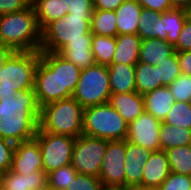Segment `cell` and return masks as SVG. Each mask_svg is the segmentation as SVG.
<instances>
[{"label": "cell", "mask_w": 191, "mask_h": 190, "mask_svg": "<svg viewBox=\"0 0 191 190\" xmlns=\"http://www.w3.org/2000/svg\"><path fill=\"white\" fill-rule=\"evenodd\" d=\"M41 107L34 89L17 92L0 100V138L14 144L35 138L39 128Z\"/></svg>", "instance_id": "1"}, {"label": "cell", "mask_w": 191, "mask_h": 190, "mask_svg": "<svg viewBox=\"0 0 191 190\" xmlns=\"http://www.w3.org/2000/svg\"><path fill=\"white\" fill-rule=\"evenodd\" d=\"M0 43L16 51H40L41 31L32 4L25 10L0 15Z\"/></svg>", "instance_id": "2"}, {"label": "cell", "mask_w": 191, "mask_h": 190, "mask_svg": "<svg viewBox=\"0 0 191 190\" xmlns=\"http://www.w3.org/2000/svg\"><path fill=\"white\" fill-rule=\"evenodd\" d=\"M84 109L73 97L45 104L38 130L76 138L83 134Z\"/></svg>", "instance_id": "3"}, {"label": "cell", "mask_w": 191, "mask_h": 190, "mask_svg": "<svg viewBox=\"0 0 191 190\" xmlns=\"http://www.w3.org/2000/svg\"><path fill=\"white\" fill-rule=\"evenodd\" d=\"M40 51H17L0 70V93L7 99L18 91L34 89Z\"/></svg>", "instance_id": "4"}, {"label": "cell", "mask_w": 191, "mask_h": 190, "mask_svg": "<svg viewBox=\"0 0 191 190\" xmlns=\"http://www.w3.org/2000/svg\"><path fill=\"white\" fill-rule=\"evenodd\" d=\"M92 15L66 14L41 32L40 51L59 52L68 41L92 40Z\"/></svg>", "instance_id": "5"}, {"label": "cell", "mask_w": 191, "mask_h": 190, "mask_svg": "<svg viewBox=\"0 0 191 190\" xmlns=\"http://www.w3.org/2000/svg\"><path fill=\"white\" fill-rule=\"evenodd\" d=\"M128 127V123L108 102L84 109V135L108 141L126 140Z\"/></svg>", "instance_id": "6"}, {"label": "cell", "mask_w": 191, "mask_h": 190, "mask_svg": "<svg viewBox=\"0 0 191 190\" xmlns=\"http://www.w3.org/2000/svg\"><path fill=\"white\" fill-rule=\"evenodd\" d=\"M111 95L107 66L94 64L81 69L72 97L84 108L104 104Z\"/></svg>", "instance_id": "7"}, {"label": "cell", "mask_w": 191, "mask_h": 190, "mask_svg": "<svg viewBox=\"0 0 191 190\" xmlns=\"http://www.w3.org/2000/svg\"><path fill=\"white\" fill-rule=\"evenodd\" d=\"M108 140L84 134L75 138L71 165L78 174L99 177Z\"/></svg>", "instance_id": "8"}, {"label": "cell", "mask_w": 191, "mask_h": 190, "mask_svg": "<svg viewBox=\"0 0 191 190\" xmlns=\"http://www.w3.org/2000/svg\"><path fill=\"white\" fill-rule=\"evenodd\" d=\"M35 138L41 149L43 170L46 173L71 163L74 137L38 130Z\"/></svg>", "instance_id": "9"}, {"label": "cell", "mask_w": 191, "mask_h": 190, "mask_svg": "<svg viewBox=\"0 0 191 190\" xmlns=\"http://www.w3.org/2000/svg\"><path fill=\"white\" fill-rule=\"evenodd\" d=\"M125 140L108 141L99 179L106 185L125 186Z\"/></svg>", "instance_id": "10"}, {"label": "cell", "mask_w": 191, "mask_h": 190, "mask_svg": "<svg viewBox=\"0 0 191 190\" xmlns=\"http://www.w3.org/2000/svg\"><path fill=\"white\" fill-rule=\"evenodd\" d=\"M161 123L150 113L144 112L129 124L126 140L151 151H158L160 150L159 129Z\"/></svg>", "instance_id": "11"}, {"label": "cell", "mask_w": 191, "mask_h": 190, "mask_svg": "<svg viewBox=\"0 0 191 190\" xmlns=\"http://www.w3.org/2000/svg\"><path fill=\"white\" fill-rule=\"evenodd\" d=\"M34 90L40 107L61 100L59 69H51L41 58L35 71Z\"/></svg>", "instance_id": "12"}, {"label": "cell", "mask_w": 191, "mask_h": 190, "mask_svg": "<svg viewBox=\"0 0 191 190\" xmlns=\"http://www.w3.org/2000/svg\"><path fill=\"white\" fill-rule=\"evenodd\" d=\"M40 58L51 69H59L61 100L72 97L79 81L81 69L58 52L40 51Z\"/></svg>", "instance_id": "13"}, {"label": "cell", "mask_w": 191, "mask_h": 190, "mask_svg": "<svg viewBox=\"0 0 191 190\" xmlns=\"http://www.w3.org/2000/svg\"><path fill=\"white\" fill-rule=\"evenodd\" d=\"M10 170L21 175L43 170L42 153L36 138L15 144Z\"/></svg>", "instance_id": "14"}, {"label": "cell", "mask_w": 191, "mask_h": 190, "mask_svg": "<svg viewBox=\"0 0 191 190\" xmlns=\"http://www.w3.org/2000/svg\"><path fill=\"white\" fill-rule=\"evenodd\" d=\"M125 186L141 185L144 164L149 159L152 151L125 140Z\"/></svg>", "instance_id": "15"}, {"label": "cell", "mask_w": 191, "mask_h": 190, "mask_svg": "<svg viewBox=\"0 0 191 190\" xmlns=\"http://www.w3.org/2000/svg\"><path fill=\"white\" fill-rule=\"evenodd\" d=\"M2 190H48L47 173L44 170L18 174L11 170L0 174Z\"/></svg>", "instance_id": "16"}, {"label": "cell", "mask_w": 191, "mask_h": 190, "mask_svg": "<svg viewBox=\"0 0 191 190\" xmlns=\"http://www.w3.org/2000/svg\"><path fill=\"white\" fill-rule=\"evenodd\" d=\"M108 103L128 125L145 112L143 95L137 92L111 94Z\"/></svg>", "instance_id": "17"}, {"label": "cell", "mask_w": 191, "mask_h": 190, "mask_svg": "<svg viewBox=\"0 0 191 190\" xmlns=\"http://www.w3.org/2000/svg\"><path fill=\"white\" fill-rule=\"evenodd\" d=\"M170 173L167 153L164 150L152 151L144 164L142 186L159 187Z\"/></svg>", "instance_id": "18"}, {"label": "cell", "mask_w": 191, "mask_h": 190, "mask_svg": "<svg viewBox=\"0 0 191 190\" xmlns=\"http://www.w3.org/2000/svg\"><path fill=\"white\" fill-rule=\"evenodd\" d=\"M145 112L163 122L175 103L168 86H162L143 95Z\"/></svg>", "instance_id": "19"}, {"label": "cell", "mask_w": 191, "mask_h": 190, "mask_svg": "<svg viewBox=\"0 0 191 190\" xmlns=\"http://www.w3.org/2000/svg\"><path fill=\"white\" fill-rule=\"evenodd\" d=\"M107 67L111 94L136 92L135 65L112 63Z\"/></svg>", "instance_id": "20"}, {"label": "cell", "mask_w": 191, "mask_h": 190, "mask_svg": "<svg viewBox=\"0 0 191 190\" xmlns=\"http://www.w3.org/2000/svg\"><path fill=\"white\" fill-rule=\"evenodd\" d=\"M141 41L138 34L117 35L112 63L135 65L139 61Z\"/></svg>", "instance_id": "21"}, {"label": "cell", "mask_w": 191, "mask_h": 190, "mask_svg": "<svg viewBox=\"0 0 191 190\" xmlns=\"http://www.w3.org/2000/svg\"><path fill=\"white\" fill-rule=\"evenodd\" d=\"M142 6L137 0H125L116 10L118 35L137 34Z\"/></svg>", "instance_id": "22"}, {"label": "cell", "mask_w": 191, "mask_h": 190, "mask_svg": "<svg viewBox=\"0 0 191 190\" xmlns=\"http://www.w3.org/2000/svg\"><path fill=\"white\" fill-rule=\"evenodd\" d=\"M174 52V46L167 40L158 38L142 40L138 62L156 66L170 57Z\"/></svg>", "instance_id": "23"}, {"label": "cell", "mask_w": 191, "mask_h": 190, "mask_svg": "<svg viewBox=\"0 0 191 190\" xmlns=\"http://www.w3.org/2000/svg\"><path fill=\"white\" fill-rule=\"evenodd\" d=\"M91 44L92 40L68 41L58 53L80 69H85L96 64Z\"/></svg>", "instance_id": "24"}, {"label": "cell", "mask_w": 191, "mask_h": 190, "mask_svg": "<svg viewBox=\"0 0 191 190\" xmlns=\"http://www.w3.org/2000/svg\"><path fill=\"white\" fill-rule=\"evenodd\" d=\"M35 9L36 19L42 32L50 23L62 19L68 14L62 0H32Z\"/></svg>", "instance_id": "25"}, {"label": "cell", "mask_w": 191, "mask_h": 190, "mask_svg": "<svg viewBox=\"0 0 191 190\" xmlns=\"http://www.w3.org/2000/svg\"><path fill=\"white\" fill-rule=\"evenodd\" d=\"M161 14L151 9L142 8L137 32L142 40L151 38L167 39V33L164 32V23L160 19Z\"/></svg>", "instance_id": "26"}, {"label": "cell", "mask_w": 191, "mask_h": 190, "mask_svg": "<svg viewBox=\"0 0 191 190\" xmlns=\"http://www.w3.org/2000/svg\"><path fill=\"white\" fill-rule=\"evenodd\" d=\"M159 142L160 150L164 151L178 146H189L191 145V130L161 123Z\"/></svg>", "instance_id": "27"}, {"label": "cell", "mask_w": 191, "mask_h": 190, "mask_svg": "<svg viewBox=\"0 0 191 190\" xmlns=\"http://www.w3.org/2000/svg\"><path fill=\"white\" fill-rule=\"evenodd\" d=\"M135 81L136 92L140 95H144L163 86L159 81L156 66L143 62H137L135 64Z\"/></svg>", "instance_id": "28"}, {"label": "cell", "mask_w": 191, "mask_h": 190, "mask_svg": "<svg viewBox=\"0 0 191 190\" xmlns=\"http://www.w3.org/2000/svg\"><path fill=\"white\" fill-rule=\"evenodd\" d=\"M90 27L91 33L94 35L116 37L118 31L115 11L94 9Z\"/></svg>", "instance_id": "29"}, {"label": "cell", "mask_w": 191, "mask_h": 190, "mask_svg": "<svg viewBox=\"0 0 191 190\" xmlns=\"http://www.w3.org/2000/svg\"><path fill=\"white\" fill-rule=\"evenodd\" d=\"M160 19L164 23V32L167 33L166 40L174 46L187 20L186 11L184 9L172 8L163 12Z\"/></svg>", "instance_id": "30"}, {"label": "cell", "mask_w": 191, "mask_h": 190, "mask_svg": "<svg viewBox=\"0 0 191 190\" xmlns=\"http://www.w3.org/2000/svg\"><path fill=\"white\" fill-rule=\"evenodd\" d=\"M115 49L116 37L93 34L91 50L96 64L104 66L112 64Z\"/></svg>", "instance_id": "31"}, {"label": "cell", "mask_w": 191, "mask_h": 190, "mask_svg": "<svg viewBox=\"0 0 191 190\" xmlns=\"http://www.w3.org/2000/svg\"><path fill=\"white\" fill-rule=\"evenodd\" d=\"M170 172L191 176V145L166 150Z\"/></svg>", "instance_id": "32"}, {"label": "cell", "mask_w": 191, "mask_h": 190, "mask_svg": "<svg viewBox=\"0 0 191 190\" xmlns=\"http://www.w3.org/2000/svg\"><path fill=\"white\" fill-rule=\"evenodd\" d=\"M77 174L71 164L47 173L48 190H70Z\"/></svg>", "instance_id": "33"}, {"label": "cell", "mask_w": 191, "mask_h": 190, "mask_svg": "<svg viewBox=\"0 0 191 190\" xmlns=\"http://www.w3.org/2000/svg\"><path fill=\"white\" fill-rule=\"evenodd\" d=\"M162 123L191 130V102L175 101Z\"/></svg>", "instance_id": "34"}, {"label": "cell", "mask_w": 191, "mask_h": 190, "mask_svg": "<svg viewBox=\"0 0 191 190\" xmlns=\"http://www.w3.org/2000/svg\"><path fill=\"white\" fill-rule=\"evenodd\" d=\"M156 69H158L159 81L163 86H169L174 82L182 74L177 52L175 51L170 57L156 65Z\"/></svg>", "instance_id": "35"}, {"label": "cell", "mask_w": 191, "mask_h": 190, "mask_svg": "<svg viewBox=\"0 0 191 190\" xmlns=\"http://www.w3.org/2000/svg\"><path fill=\"white\" fill-rule=\"evenodd\" d=\"M168 88L175 101L191 102V76L181 74Z\"/></svg>", "instance_id": "36"}, {"label": "cell", "mask_w": 191, "mask_h": 190, "mask_svg": "<svg viewBox=\"0 0 191 190\" xmlns=\"http://www.w3.org/2000/svg\"><path fill=\"white\" fill-rule=\"evenodd\" d=\"M160 190H191V176L170 172L159 186Z\"/></svg>", "instance_id": "37"}, {"label": "cell", "mask_w": 191, "mask_h": 190, "mask_svg": "<svg viewBox=\"0 0 191 190\" xmlns=\"http://www.w3.org/2000/svg\"><path fill=\"white\" fill-rule=\"evenodd\" d=\"M68 14L92 15L94 11L93 0H62Z\"/></svg>", "instance_id": "38"}, {"label": "cell", "mask_w": 191, "mask_h": 190, "mask_svg": "<svg viewBox=\"0 0 191 190\" xmlns=\"http://www.w3.org/2000/svg\"><path fill=\"white\" fill-rule=\"evenodd\" d=\"M14 148L13 142L0 138V174L10 170Z\"/></svg>", "instance_id": "39"}, {"label": "cell", "mask_w": 191, "mask_h": 190, "mask_svg": "<svg viewBox=\"0 0 191 190\" xmlns=\"http://www.w3.org/2000/svg\"><path fill=\"white\" fill-rule=\"evenodd\" d=\"M101 185L102 183L98 177L77 174L73 179L72 188L70 190H100Z\"/></svg>", "instance_id": "40"}, {"label": "cell", "mask_w": 191, "mask_h": 190, "mask_svg": "<svg viewBox=\"0 0 191 190\" xmlns=\"http://www.w3.org/2000/svg\"><path fill=\"white\" fill-rule=\"evenodd\" d=\"M31 3L32 0H0V15L25 10Z\"/></svg>", "instance_id": "41"}, {"label": "cell", "mask_w": 191, "mask_h": 190, "mask_svg": "<svg viewBox=\"0 0 191 190\" xmlns=\"http://www.w3.org/2000/svg\"><path fill=\"white\" fill-rule=\"evenodd\" d=\"M176 52L191 51V22L186 20L179 34L177 43L174 45Z\"/></svg>", "instance_id": "42"}, {"label": "cell", "mask_w": 191, "mask_h": 190, "mask_svg": "<svg viewBox=\"0 0 191 190\" xmlns=\"http://www.w3.org/2000/svg\"><path fill=\"white\" fill-rule=\"evenodd\" d=\"M142 8L151 9L160 13L172 9L171 0H137Z\"/></svg>", "instance_id": "43"}, {"label": "cell", "mask_w": 191, "mask_h": 190, "mask_svg": "<svg viewBox=\"0 0 191 190\" xmlns=\"http://www.w3.org/2000/svg\"><path fill=\"white\" fill-rule=\"evenodd\" d=\"M125 0H93L94 9L115 11Z\"/></svg>", "instance_id": "44"}, {"label": "cell", "mask_w": 191, "mask_h": 190, "mask_svg": "<svg viewBox=\"0 0 191 190\" xmlns=\"http://www.w3.org/2000/svg\"><path fill=\"white\" fill-rule=\"evenodd\" d=\"M182 74L191 76V51L177 52Z\"/></svg>", "instance_id": "45"}, {"label": "cell", "mask_w": 191, "mask_h": 190, "mask_svg": "<svg viewBox=\"0 0 191 190\" xmlns=\"http://www.w3.org/2000/svg\"><path fill=\"white\" fill-rule=\"evenodd\" d=\"M16 52L12 46L0 43V70Z\"/></svg>", "instance_id": "46"}, {"label": "cell", "mask_w": 191, "mask_h": 190, "mask_svg": "<svg viewBox=\"0 0 191 190\" xmlns=\"http://www.w3.org/2000/svg\"><path fill=\"white\" fill-rule=\"evenodd\" d=\"M171 5L173 8L186 10L191 6V0H171Z\"/></svg>", "instance_id": "47"}, {"label": "cell", "mask_w": 191, "mask_h": 190, "mask_svg": "<svg viewBox=\"0 0 191 190\" xmlns=\"http://www.w3.org/2000/svg\"><path fill=\"white\" fill-rule=\"evenodd\" d=\"M100 190H128V187L123 185H106L102 184Z\"/></svg>", "instance_id": "48"}, {"label": "cell", "mask_w": 191, "mask_h": 190, "mask_svg": "<svg viewBox=\"0 0 191 190\" xmlns=\"http://www.w3.org/2000/svg\"><path fill=\"white\" fill-rule=\"evenodd\" d=\"M128 190H160L159 187H154V186H132L128 187Z\"/></svg>", "instance_id": "49"}, {"label": "cell", "mask_w": 191, "mask_h": 190, "mask_svg": "<svg viewBox=\"0 0 191 190\" xmlns=\"http://www.w3.org/2000/svg\"><path fill=\"white\" fill-rule=\"evenodd\" d=\"M185 11L187 20L191 22V6H189Z\"/></svg>", "instance_id": "50"}]
</instances>
